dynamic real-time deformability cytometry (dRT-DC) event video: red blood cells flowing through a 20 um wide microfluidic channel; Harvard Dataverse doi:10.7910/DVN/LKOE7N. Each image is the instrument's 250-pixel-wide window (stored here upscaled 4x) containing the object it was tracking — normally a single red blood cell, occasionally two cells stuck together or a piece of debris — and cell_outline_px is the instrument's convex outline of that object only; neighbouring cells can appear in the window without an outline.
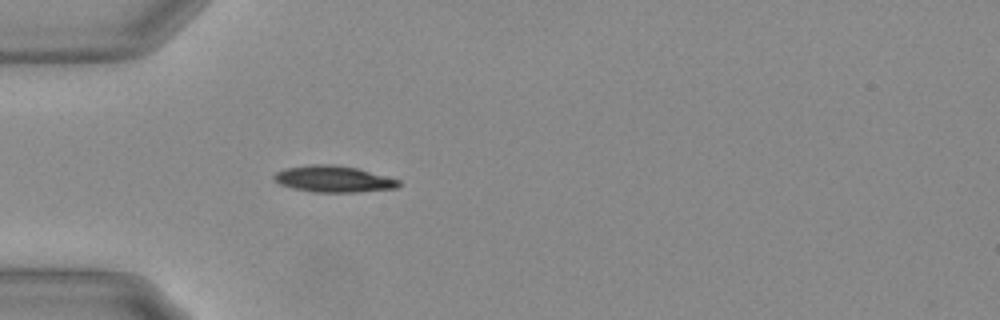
{"species": "Egyptian fruit bat (a non-hibernating species)", "species_latin": "Rousettus aegyptiacus", "temperature_condition": "warm", "stored_images_in_passage": 46, "camera_frame_rate_fps": 3000, "um_per_image_px": 0.085, "animal": {"sex": "female"}, "frame": {"image": 1, "passage_image": 14, "time_ms": 4.333, "image_size_px": [1000, 320], "cell_outline_px": [[400, 184], [396, 188], [356, 192], [316, 192], [296, 188], [280, 184], [272, 176], [276, 172], [284, 168], [308, 164], [332, 164], [356, 168], [400, 180]], "centroid_in_image_um": [28.33, 15.2], "position_along_channel_um": 56.7, "area_um2": 18.96}, "authors_computed_cell_mechanics": {"area_um2": 18.4382, "velocity_mm_per_s": 3.6942, "shape_relaxation_time_tau1_ms": 3.9672, "shape_relaxation_time_tau2_ms": 4.3302, "deformation_change_tau1": 0.1681, "deformation_change_tau2": 0.0817}}